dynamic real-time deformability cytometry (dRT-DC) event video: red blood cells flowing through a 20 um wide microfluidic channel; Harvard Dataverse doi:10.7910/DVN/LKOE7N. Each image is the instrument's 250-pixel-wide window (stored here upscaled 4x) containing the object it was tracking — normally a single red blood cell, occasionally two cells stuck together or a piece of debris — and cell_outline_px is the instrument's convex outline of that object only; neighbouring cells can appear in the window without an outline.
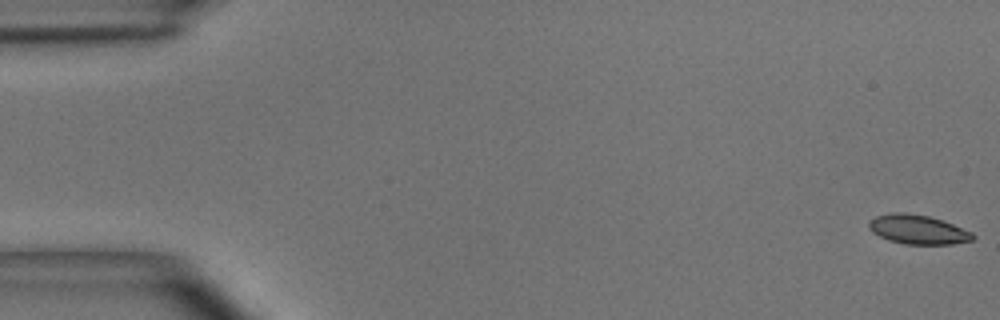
{"species": "common noctule bat (a hibernating species)", "species_latin": "Nyctalus noctula", "temperature_condition": "room temperature", "stored_images_in_passage": 56, "camera_frame_rate_fps": 3000, "um_per_image_px": 0.085, "animal": {"sex": "male", "body_mass_g": 15.6}, "frame": {"image": 1, "passage_image": 1, "time_ms": 0.0, "image_size_px": [1000, 320], "cell_outline_px": [[976, 236], [972, 240], [952, 244], [904, 244], [888, 240], [872, 232], [868, 228], [868, 220], [876, 216], [892, 212], [904, 212], [928, 216], [952, 224], [972, 232]], "centroid_in_image_um": [77.98, 19.51], "position_along_channel_um": 7.0, "area_um2": 17.69}}
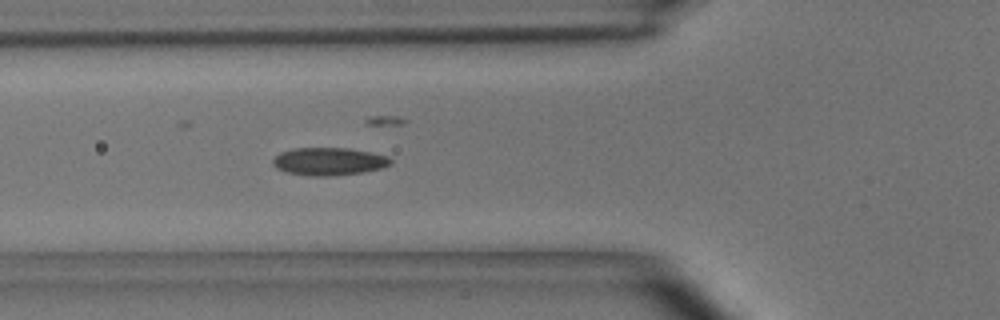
{"frame": {"image": 2, "passage_image": 20, "time_ms": 6.333, "image_size_px": [1000, 320], "cell_outline_px": [[392, 164], [380, 168], [364, 172], [332, 176], [308, 176], [288, 172], [276, 168], [272, 164], [272, 160], [280, 152], [292, 148], [348, 148], [388, 156], [392, 160]], "centroid_in_image_um": [27.94, 13.72], "position_along_channel_um": 97.9, "area_um2": 19.07}}
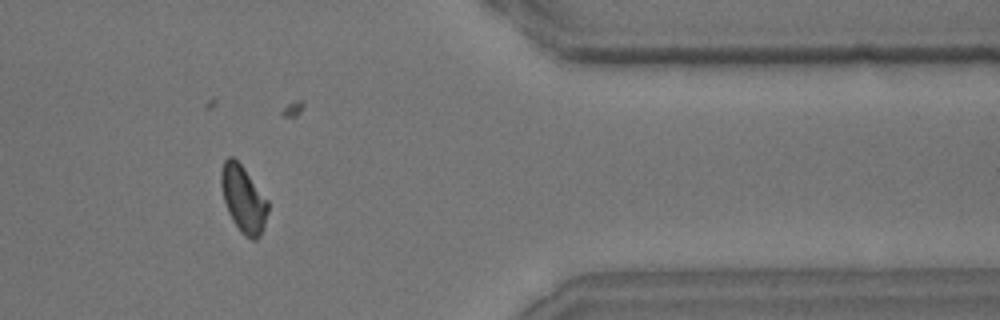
{"frame": {"image": 3, "passage_image": 46, "time_ms": 15.0, "image_size_px": [1000, 320], "cell_outline_px": [[268, 212], [264, 228], [260, 236], [256, 240], [252, 240], [244, 236], [240, 232], [232, 220], [228, 212], [224, 200], [220, 184], [220, 172], [224, 160], [228, 156], [232, 156], [244, 168], [268, 200]], "centroid_in_image_um": [20.68, 16.94], "position_along_channel_um": 390.7, "area_um2": 18.38}, "authors_computed_cell_mechanics": {"area_um2": 18.207, "velocity_mm_per_s": 3.639, "shape_relaxation_time_tau1_ms": 4.6494, "shape_relaxation_time_tau2_ms": 2.7784, "deformation_change_tau1": 0.1295, "deformation_change_tau2": 0.0639}}